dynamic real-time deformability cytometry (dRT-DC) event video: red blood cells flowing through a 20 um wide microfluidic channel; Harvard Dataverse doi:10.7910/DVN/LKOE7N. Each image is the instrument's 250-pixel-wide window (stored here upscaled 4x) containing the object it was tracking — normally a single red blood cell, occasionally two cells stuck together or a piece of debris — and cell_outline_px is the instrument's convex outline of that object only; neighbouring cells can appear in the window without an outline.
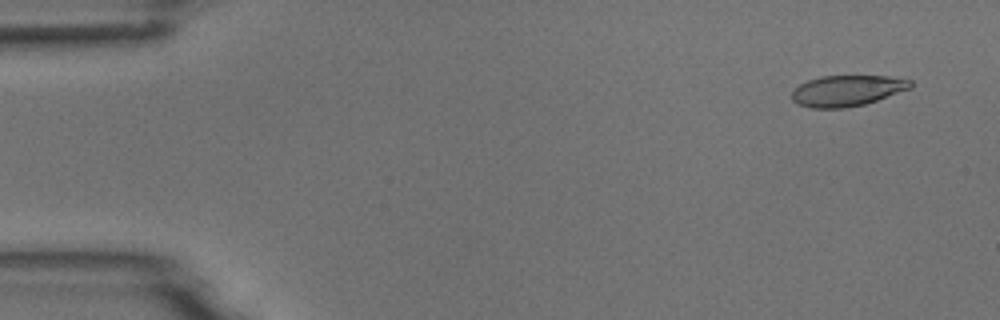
{"species": "common noctule bat (a hibernating species)", "species_latin": "Nyctalus noctula", "temperature_condition": "room temperature", "stored_images_in_passage": 53, "camera_frame_rate_fps": 3000, "um_per_image_px": 0.085, "animal": {"sex": "male", "body_mass_g": 18.8}, "frame": {"image": 1, "passage_image": 3, "time_ms": 0.667, "image_size_px": [1000, 320], "cell_outline_px": [[912, 88], [864, 104], [844, 108], [812, 108], [796, 104], [792, 100], [792, 92], [800, 84], [808, 80], [820, 76], [888, 76], [912, 80]], "centroid_in_image_um": [71.99, 7.7], "position_along_channel_um": 13.0, "area_um2": 21.33}}
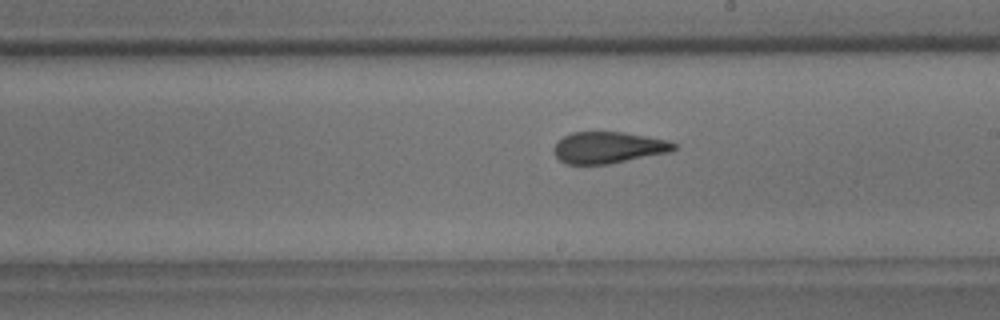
{"frame": {"image": 2, "passage_image": 30, "time_ms": 9.667, "image_size_px": [1000, 320], "cell_outline_px": [[676, 148], [672, 152], [608, 164], [564, 164], [556, 156], [552, 148], [564, 136], [572, 132], [624, 132], [668, 140], [676, 144]], "centroid_in_image_um": [51.72, 12.54], "position_along_channel_um": 237.3, "area_um2": 22.08}}
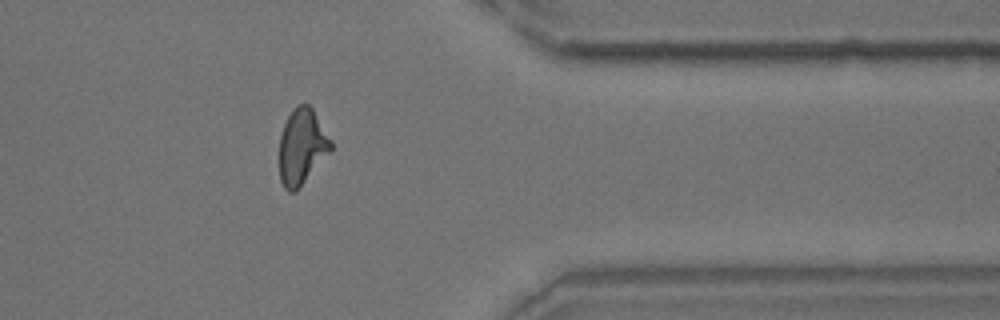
{"frame": {"image": 3, "passage_image": 43, "time_ms": 14.0, "image_size_px": [1000, 320], "cell_outline_px": [[332, 148], [296, 192], [288, 192], [284, 188], [280, 180], [280, 136], [284, 124], [292, 108], [296, 104], [308, 104], [312, 108], [332, 140]], "centroid_in_image_um": [25.65, 12.45], "position_along_channel_um": 385.7, "area_um2": 22.6}}